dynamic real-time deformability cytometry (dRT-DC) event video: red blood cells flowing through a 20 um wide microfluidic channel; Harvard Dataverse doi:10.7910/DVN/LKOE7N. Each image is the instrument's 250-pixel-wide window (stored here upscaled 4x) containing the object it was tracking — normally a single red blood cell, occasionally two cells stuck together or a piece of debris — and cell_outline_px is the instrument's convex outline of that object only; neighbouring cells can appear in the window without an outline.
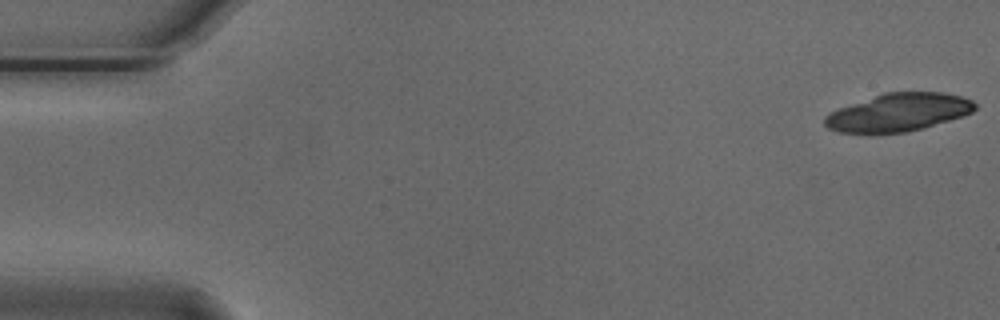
{"species": "Egyptian fruit bat (a non-hibernating species)", "species_latin": "Rousettus aegyptiacus", "temperature_condition": "cold", "stored_images_in_passage": 19, "camera_frame_rate_fps": 3000, "um_per_image_px": 0.085, "animal": {"sex": "male"}, "frame": {"image": 1, "passage_image": 1, "time_ms": 0.0, "image_size_px": [1000, 320], "cell_outline_px": [[976, 108], [972, 112], [948, 120], [908, 132], [840, 132], [828, 128], [824, 124], [824, 116], [840, 108], [884, 92], [940, 92], [960, 96], [972, 100], [976, 104]], "centroid_in_image_um": [76.37, 9.54], "position_along_channel_um": 8.6, "area_um2": 32.48}}